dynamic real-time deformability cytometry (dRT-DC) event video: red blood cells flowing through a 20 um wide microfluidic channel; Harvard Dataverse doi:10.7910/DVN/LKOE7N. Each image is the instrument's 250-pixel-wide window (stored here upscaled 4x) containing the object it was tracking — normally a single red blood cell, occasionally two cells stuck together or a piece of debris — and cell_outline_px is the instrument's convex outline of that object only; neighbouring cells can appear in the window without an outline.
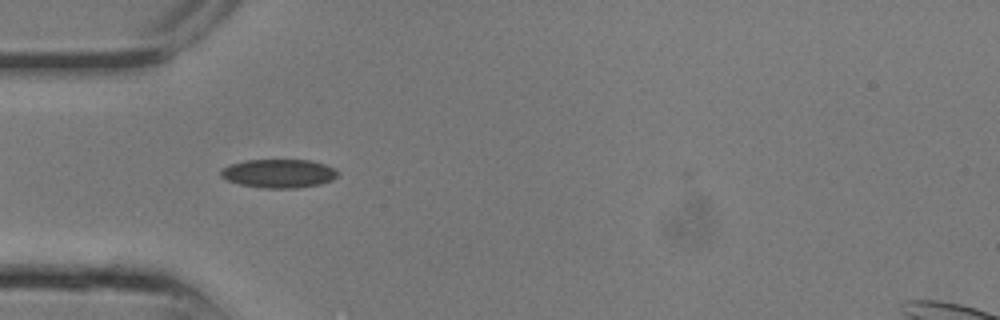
{"species": "common noctule bat (a hibernating species)", "species_latin": "Nyctalus noctula", "temperature_condition": "room temperature", "stored_images_in_passage": 12, "camera_frame_rate_fps": 3000, "um_per_image_px": 0.085, "animal": {"sex": "male", "body_mass_g": 13.3}, "frame": {"image": 1, "passage_image": 3, "time_ms": 0.667, "image_size_px": [1000, 320], "cell_outline_px": [[340, 172], [332, 180], [320, 184], [296, 188], [264, 188], [240, 184], [228, 180], [220, 176], [220, 172], [224, 168], [232, 164], [248, 160], [308, 160], [324, 164], [336, 168]], "centroid_in_image_um": [23.74, 14.75], "position_along_channel_um": 61.3, "area_um2": 19.36}}
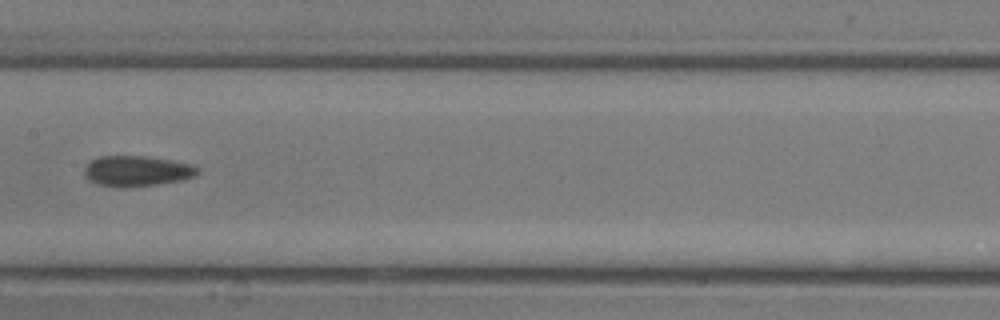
{"frame": {"image": 2, "passage_image": 8, "time_ms": 2.333, "image_size_px": [1000, 320], "cell_outline_px": [[200, 172], [196, 176], [184, 180], [156, 184], [100, 184], [84, 176], [84, 168], [92, 160], [100, 156], [148, 156], [196, 164], [200, 168]], "centroid_in_image_um": [11.77, 14.47], "position_along_channel_um": 195.6, "area_um2": 19.54}}
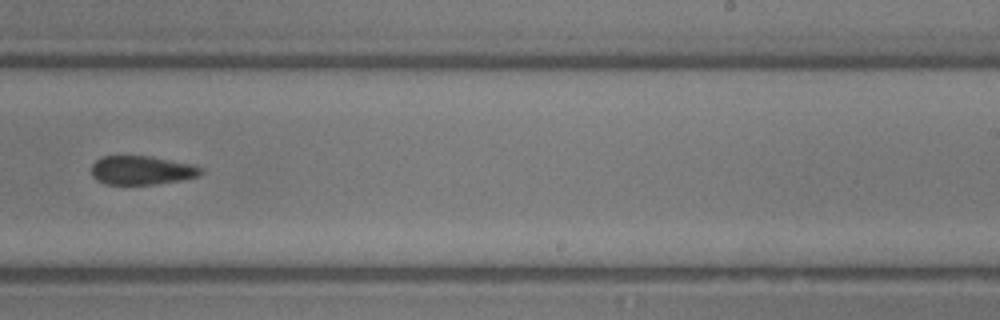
{"frame": {"image": 3, "passage_image": 11, "time_ms": 3.333, "image_size_px": [1000, 320], "cell_outline_px": [[204, 172], [200, 176], [180, 180], [156, 184], [104, 184], [96, 180], [92, 176], [92, 164], [96, 160], [104, 156], [152, 156], [196, 164], [204, 168]], "centroid_in_image_um": [12.11, 14.46], "position_along_channel_um": 276.9, "area_um2": 18.73}}